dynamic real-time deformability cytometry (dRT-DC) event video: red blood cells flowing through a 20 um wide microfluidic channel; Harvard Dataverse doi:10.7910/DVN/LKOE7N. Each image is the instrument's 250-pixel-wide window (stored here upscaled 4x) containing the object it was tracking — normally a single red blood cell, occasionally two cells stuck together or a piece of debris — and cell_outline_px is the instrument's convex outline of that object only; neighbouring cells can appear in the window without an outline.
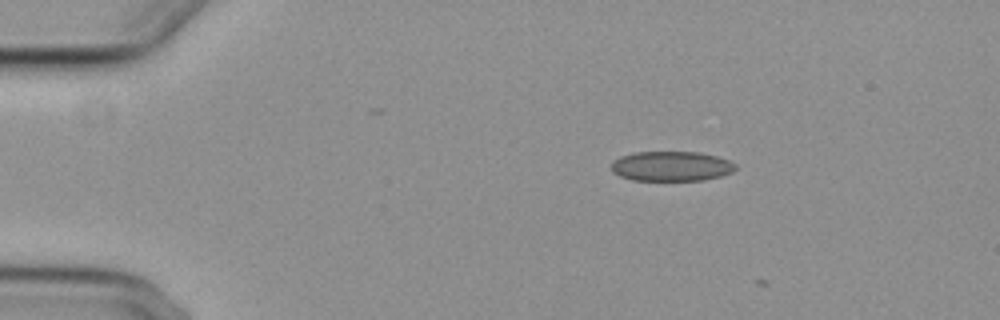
{"species": "common noctule bat (a hibernating species)", "species_latin": "Nyctalus noctula", "temperature_condition": "cold", "stored_images_in_passage": 5, "camera_frame_rate_fps": 3000, "um_per_image_px": 0.085, "animal": {"sex": "female", "body_mass_g": 29.2, "forearm_length_mm": 56.3}, "frame": {"image": 1, "passage_image": 3, "time_ms": 0.667, "image_size_px": [1000, 320], "cell_outline_px": [[736, 168], [732, 172], [720, 176], [704, 180], [632, 180], [620, 176], [612, 172], [612, 164], [620, 156], [636, 152], [700, 152], [716, 156], [728, 160], [736, 164]], "centroid_in_image_um": [57.08, 14.13], "position_along_channel_um": 27.9, "area_um2": 21.5}}